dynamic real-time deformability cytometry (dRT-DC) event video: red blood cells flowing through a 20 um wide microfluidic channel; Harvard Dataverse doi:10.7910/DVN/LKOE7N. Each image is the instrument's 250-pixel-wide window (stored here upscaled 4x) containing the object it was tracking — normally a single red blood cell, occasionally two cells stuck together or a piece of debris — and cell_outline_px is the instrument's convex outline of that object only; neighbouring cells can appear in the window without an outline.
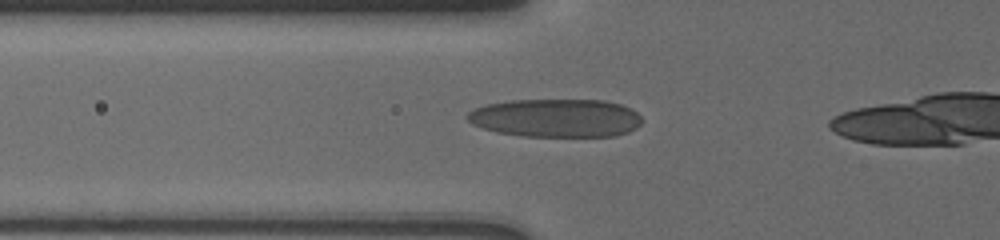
{"species": "human", "species_latin": "Homo sapiens", "temperature_condition": "cold", "stored_images_in_passage": 25, "camera_frame_rate_fps": 3000, "um_per_image_px": 0.085, "donor": {"sex": "male"}, "frame": {"image": 1, "passage_image": 24, "time_ms": 4.333, "image_size_px": [1000, 240], "cell_outline_px": [[644, 120], [636, 128], [628, 132], [616, 136], [524, 136], [496, 132], [472, 124], [464, 116], [468, 112], [476, 108], [488, 104], [512, 100], [604, 100], [620, 104], [636, 112]], "centroid_in_image_um": [47.26, 10.03], "position_along_channel_um": 78.5, "area_um2": 38.96}}